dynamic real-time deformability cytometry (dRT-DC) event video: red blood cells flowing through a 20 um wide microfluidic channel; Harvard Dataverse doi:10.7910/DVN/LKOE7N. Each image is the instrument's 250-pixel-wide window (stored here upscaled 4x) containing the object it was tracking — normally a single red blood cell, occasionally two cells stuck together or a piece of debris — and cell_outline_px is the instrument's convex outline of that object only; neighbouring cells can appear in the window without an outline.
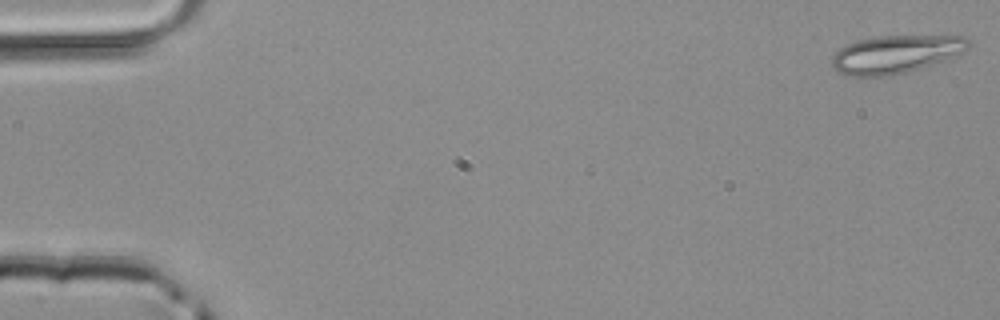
{"species": "common noctule bat (a hibernating species)", "species_latin": "Nyctalus noctula", "temperature_condition": "room temperature", "stored_images_in_passage": 50, "camera_frame_rate_fps": 3000, "um_per_image_px": 0.085, "animal": {"sex": "male", "body_mass_g": 20.4}, "frame": {"image": 1, "passage_image": 1, "time_ms": 0.0, "image_size_px": [1000, 320], "cell_outline_px": [[972, 44], [964, 52], [904, 72], [888, 76], [864, 80], [848, 76], [832, 68], [832, 56], [840, 48], [856, 40], [880, 36], [964, 36]], "centroid_in_image_um": [76.04, 4.63], "position_along_channel_um": 9.0, "area_um2": 30.23}}
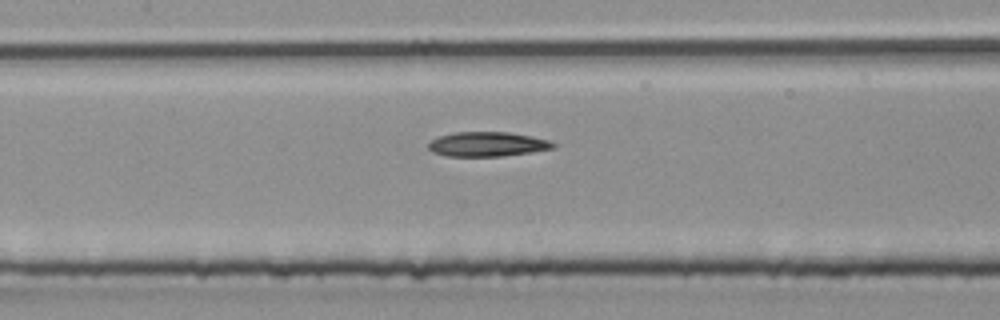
{"frame": {"image": 2, "passage_image": 23, "time_ms": 7.333, "image_size_px": [1000, 320], "cell_outline_px": [[556, 148], [504, 156], [448, 156], [432, 152], [428, 148], [428, 144], [432, 140], [440, 136], [456, 132], [508, 132], [532, 136], [552, 140], [556, 144]], "centroid_in_image_um": [41.48, 12.25], "position_along_channel_um": 165.9, "area_um2": 17.92}}
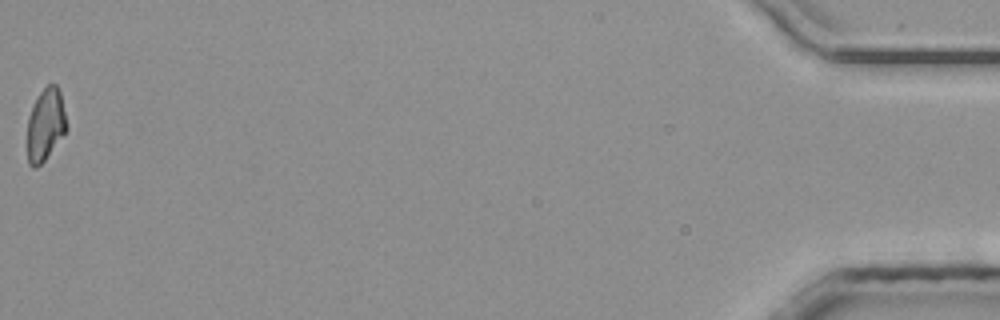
{"frame": {"image": 3, "passage_image": 49, "time_ms": 16.0, "image_size_px": [1000, 320], "cell_outline_px": [[68, 128], [64, 136], [44, 160], [36, 168], [32, 168], [28, 164], [28, 116], [40, 92], [48, 84], [56, 84], [60, 92]], "centroid_in_image_um": [3.88, 10.62], "position_along_channel_um": 431.3, "area_um2": 16.47}}